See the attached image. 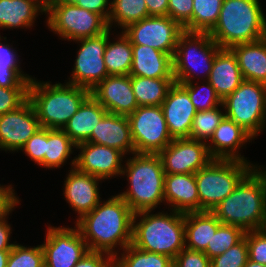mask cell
I'll list each match as a JSON object with an SVG mask.
<instances>
[{"label": "cell", "instance_id": "obj_41", "mask_svg": "<svg viewBox=\"0 0 266 267\" xmlns=\"http://www.w3.org/2000/svg\"><path fill=\"white\" fill-rule=\"evenodd\" d=\"M249 260L266 266V228L246 231Z\"/></svg>", "mask_w": 266, "mask_h": 267}, {"label": "cell", "instance_id": "obj_34", "mask_svg": "<svg viewBox=\"0 0 266 267\" xmlns=\"http://www.w3.org/2000/svg\"><path fill=\"white\" fill-rule=\"evenodd\" d=\"M113 258V267H173V259L169 256L139 250L128 245ZM119 256V257H118Z\"/></svg>", "mask_w": 266, "mask_h": 267}, {"label": "cell", "instance_id": "obj_27", "mask_svg": "<svg viewBox=\"0 0 266 267\" xmlns=\"http://www.w3.org/2000/svg\"><path fill=\"white\" fill-rule=\"evenodd\" d=\"M235 54L244 80L266 85V37L230 48Z\"/></svg>", "mask_w": 266, "mask_h": 267}, {"label": "cell", "instance_id": "obj_48", "mask_svg": "<svg viewBox=\"0 0 266 267\" xmlns=\"http://www.w3.org/2000/svg\"><path fill=\"white\" fill-rule=\"evenodd\" d=\"M74 267H113V257L104 252L88 251Z\"/></svg>", "mask_w": 266, "mask_h": 267}, {"label": "cell", "instance_id": "obj_42", "mask_svg": "<svg viewBox=\"0 0 266 267\" xmlns=\"http://www.w3.org/2000/svg\"><path fill=\"white\" fill-rule=\"evenodd\" d=\"M193 0H168V16L192 32Z\"/></svg>", "mask_w": 266, "mask_h": 267}, {"label": "cell", "instance_id": "obj_40", "mask_svg": "<svg viewBox=\"0 0 266 267\" xmlns=\"http://www.w3.org/2000/svg\"><path fill=\"white\" fill-rule=\"evenodd\" d=\"M248 259V245L244 237L223 254L212 258L211 267H244Z\"/></svg>", "mask_w": 266, "mask_h": 267}, {"label": "cell", "instance_id": "obj_53", "mask_svg": "<svg viewBox=\"0 0 266 267\" xmlns=\"http://www.w3.org/2000/svg\"><path fill=\"white\" fill-rule=\"evenodd\" d=\"M10 250H0V267H6Z\"/></svg>", "mask_w": 266, "mask_h": 267}, {"label": "cell", "instance_id": "obj_16", "mask_svg": "<svg viewBox=\"0 0 266 267\" xmlns=\"http://www.w3.org/2000/svg\"><path fill=\"white\" fill-rule=\"evenodd\" d=\"M41 128L36 111L27 99L20 107L0 115V149L18 152Z\"/></svg>", "mask_w": 266, "mask_h": 267}, {"label": "cell", "instance_id": "obj_49", "mask_svg": "<svg viewBox=\"0 0 266 267\" xmlns=\"http://www.w3.org/2000/svg\"><path fill=\"white\" fill-rule=\"evenodd\" d=\"M6 40V37L0 35V68H21L17 57L16 50L9 44L1 43V39Z\"/></svg>", "mask_w": 266, "mask_h": 267}, {"label": "cell", "instance_id": "obj_18", "mask_svg": "<svg viewBox=\"0 0 266 267\" xmlns=\"http://www.w3.org/2000/svg\"><path fill=\"white\" fill-rule=\"evenodd\" d=\"M91 95L109 113L128 116L138 107L130 75H108Z\"/></svg>", "mask_w": 266, "mask_h": 267}, {"label": "cell", "instance_id": "obj_17", "mask_svg": "<svg viewBox=\"0 0 266 267\" xmlns=\"http://www.w3.org/2000/svg\"><path fill=\"white\" fill-rule=\"evenodd\" d=\"M74 149H80V154L71 159V168L75 167L77 170L99 177L103 181L114 176H121L123 157H125L121 151L92 142L78 144Z\"/></svg>", "mask_w": 266, "mask_h": 267}, {"label": "cell", "instance_id": "obj_13", "mask_svg": "<svg viewBox=\"0 0 266 267\" xmlns=\"http://www.w3.org/2000/svg\"><path fill=\"white\" fill-rule=\"evenodd\" d=\"M183 32L184 28L169 16H149L123 30L132 44L148 45L172 57Z\"/></svg>", "mask_w": 266, "mask_h": 267}, {"label": "cell", "instance_id": "obj_24", "mask_svg": "<svg viewBox=\"0 0 266 267\" xmlns=\"http://www.w3.org/2000/svg\"><path fill=\"white\" fill-rule=\"evenodd\" d=\"M207 80L221 100L234 92L244 81L237 58L230 48H220L217 51Z\"/></svg>", "mask_w": 266, "mask_h": 267}, {"label": "cell", "instance_id": "obj_26", "mask_svg": "<svg viewBox=\"0 0 266 267\" xmlns=\"http://www.w3.org/2000/svg\"><path fill=\"white\" fill-rule=\"evenodd\" d=\"M108 111L90 95L62 129L76 144L89 142L93 129Z\"/></svg>", "mask_w": 266, "mask_h": 267}, {"label": "cell", "instance_id": "obj_6", "mask_svg": "<svg viewBox=\"0 0 266 267\" xmlns=\"http://www.w3.org/2000/svg\"><path fill=\"white\" fill-rule=\"evenodd\" d=\"M31 80L28 99L32 103L42 128L63 129L91 91L70 83L50 84Z\"/></svg>", "mask_w": 266, "mask_h": 267}, {"label": "cell", "instance_id": "obj_47", "mask_svg": "<svg viewBox=\"0 0 266 267\" xmlns=\"http://www.w3.org/2000/svg\"><path fill=\"white\" fill-rule=\"evenodd\" d=\"M51 2H60L70 5H76L86 10L100 14L106 21L110 14V0H53Z\"/></svg>", "mask_w": 266, "mask_h": 267}, {"label": "cell", "instance_id": "obj_1", "mask_svg": "<svg viewBox=\"0 0 266 267\" xmlns=\"http://www.w3.org/2000/svg\"><path fill=\"white\" fill-rule=\"evenodd\" d=\"M134 212L119 196H111L75 221L89 251L104 252L113 258L118 246L124 250L132 242Z\"/></svg>", "mask_w": 266, "mask_h": 267}, {"label": "cell", "instance_id": "obj_9", "mask_svg": "<svg viewBox=\"0 0 266 267\" xmlns=\"http://www.w3.org/2000/svg\"><path fill=\"white\" fill-rule=\"evenodd\" d=\"M222 109L255 139L266 128V85L244 80L222 100Z\"/></svg>", "mask_w": 266, "mask_h": 267}, {"label": "cell", "instance_id": "obj_50", "mask_svg": "<svg viewBox=\"0 0 266 267\" xmlns=\"http://www.w3.org/2000/svg\"><path fill=\"white\" fill-rule=\"evenodd\" d=\"M14 191H0V220L8 218L20 202Z\"/></svg>", "mask_w": 266, "mask_h": 267}, {"label": "cell", "instance_id": "obj_25", "mask_svg": "<svg viewBox=\"0 0 266 267\" xmlns=\"http://www.w3.org/2000/svg\"><path fill=\"white\" fill-rule=\"evenodd\" d=\"M130 76L174 78L172 56L148 45L132 44Z\"/></svg>", "mask_w": 266, "mask_h": 267}, {"label": "cell", "instance_id": "obj_10", "mask_svg": "<svg viewBox=\"0 0 266 267\" xmlns=\"http://www.w3.org/2000/svg\"><path fill=\"white\" fill-rule=\"evenodd\" d=\"M45 14H48V28L65 41L95 37L109 29L107 21L100 14L76 5L49 2Z\"/></svg>", "mask_w": 266, "mask_h": 267}, {"label": "cell", "instance_id": "obj_43", "mask_svg": "<svg viewBox=\"0 0 266 267\" xmlns=\"http://www.w3.org/2000/svg\"><path fill=\"white\" fill-rule=\"evenodd\" d=\"M28 99V88L0 87V115L20 107Z\"/></svg>", "mask_w": 266, "mask_h": 267}, {"label": "cell", "instance_id": "obj_38", "mask_svg": "<svg viewBox=\"0 0 266 267\" xmlns=\"http://www.w3.org/2000/svg\"><path fill=\"white\" fill-rule=\"evenodd\" d=\"M203 82L201 83L202 86H198L199 82L179 84L188 91L191 102L197 112L211 110L215 107L222 106V100L216 94L214 87L208 82V80H204Z\"/></svg>", "mask_w": 266, "mask_h": 267}, {"label": "cell", "instance_id": "obj_37", "mask_svg": "<svg viewBox=\"0 0 266 267\" xmlns=\"http://www.w3.org/2000/svg\"><path fill=\"white\" fill-rule=\"evenodd\" d=\"M244 235L245 231L241 227L221 224L203 252L212 259L235 246Z\"/></svg>", "mask_w": 266, "mask_h": 267}, {"label": "cell", "instance_id": "obj_15", "mask_svg": "<svg viewBox=\"0 0 266 267\" xmlns=\"http://www.w3.org/2000/svg\"><path fill=\"white\" fill-rule=\"evenodd\" d=\"M165 174H195L213 158L207 143L190 138H176L158 153Z\"/></svg>", "mask_w": 266, "mask_h": 267}, {"label": "cell", "instance_id": "obj_11", "mask_svg": "<svg viewBox=\"0 0 266 267\" xmlns=\"http://www.w3.org/2000/svg\"><path fill=\"white\" fill-rule=\"evenodd\" d=\"M128 119L135 153L158 154L173 141L161 106H138Z\"/></svg>", "mask_w": 266, "mask_h": 267}, {"label": "cell", "instance_id": "obj_8", "mask_svg": "<svg viewBox=\"0 0 266 267\" xmlns=\"http://www.w3.org/2000/svg\"><path fill=\"white\" fill-rule=\"evenodd\" d=\"M219 49L220 47L209 33L184 31L179 36L172 57L175 82L190 83L195 79H200L201 74L199 76L197 70L203 74L201 80L206 81Z\"/></svg>", "mask_w": 266, "mask_h": 267}, {"label": "cell", "instance_id": "obj_35", "mask_svg": "<svg viewBox=\"0 0 266 267\" xmlns=\"http://www.w3.org/2000/svg\"><path fill=\"white\" fill-rule=\"evenodd\" d=\"M223 0H193L192 32L209 33L216 25Z\"/></svg>", "mask_w": 266, "mask_h": 267}, {"label": "cell", "instance_id": "obj_14", "mask_svg": "<svg viewBox=\"0 0 266 267\" xmlns=\"http://www.w3.org/2000/svg\"><path fill=\"white\" fill-rule=\"evenodd\" d=\"M46 232L45 242L41 244L45 267H74L89 251L76 226H48Z\"/></svg>", "mask_w": 266, "mask_h": 267}, {"label": "cell", "instance_id": "obj_51", "mask_svg": "<svg viewBox=\"0 0 266 267\" xmlns=\"http://www.w3.org/2000/svg\"><path fill=\"white\" fill-rule=\"evenodd\" d=\"M149 16H168V0H145Z\"/></svg>", "mask_w": 266, "mask_h": 267}, {"label": "cell", "instance_id": "obj_23", "mask_svg": "<svg viewBox=\"0 0 266 267\" xmlns=\"http://www.w3.org/2000/svg\"><path fill=\"white\" fill-rule=\"evenodd\" d=\"M181 213L200 211L195 174H165L164 202ZM172 207V208H171Z\"/></svg>", "mask_w": 266, "mask_h": 267}, {"label": "cell", "instance_id": "obj_54", "mask_svg": "<svg viewBox=\"0 0 266 267\" xmlns=\"http://www.w3.org/2000/svg\"><path fill=\"white\" fill-rule=\"evenodd\" d=\"M244 267H266V266L263 264L255 263V262L248 259L247 263Z\"/></svg>", "mask_w": 266, "mask_h": 267}, {"label": "cell", "instance_id": "obj_12", "mask_svg": "<svg viewBox=\"0 0 266 267\" xmlns=\"http://www.w3.org/2000/svg\"><path fill=\"white\" fill-rule=\"evenodd\" d=\"M80 44L72 74L67 83L81 86L89 91L107 76L104 51L107 45V31L101 35L75 40Z\"/></svg>", "mask_w": 266, "mask_h": 267}, {"label": "cell", "instance_id": "obj_21", "mask_svg": "<svg viewBox=\"0 0 266 267\" xmlns=\"http://www.w3.org/2000/svg\"><path fill=\"white\" fill-rule=\"evenodd\" d=\"M252 139L254 140L247 131L225 116L215 129L207 147L213 159L239 160L250 163L238 150Z\"/></svg>", "mask_w": 266, "mask_h": 267}, {"label": "cell", "instance_id": "obj_3", "mask_svg": "<svg viewBox=\"0 0 266 267\" xmlns=\"http://www.w3.org/2000/svg\"><path fill=\"white\" fill-rule=\"evenodd\" d=\"M151 212L134 213L131 245L174 259L185 248L184 213L174 210L169 214L167 211Z\"/></svg>", "mask_w": 266, "mask_h": 267}, {"label": "cell", "instance_id": "obj_22", "mask_svg": "<svg viewBox=\"0 0 266 267\" xmlns=\"http://www.w3.org/2000/svg\"><path fill=\"white\" fill-rule=\"evenodd\" d=\"M89 142L115 148L124 155L135 153L130 123L126 115L108 112L93 129Z\"/></svg>", "mask_w": 266, "mask_h": 267}, {"label": "cell", "instance_id": "obj_20", "mask_svg": "<svg viewBox=\"0 0 266 267\" xmlns=\"http://www.w3.org/2000/svg\"><path fill=\"white\" fill-rule=\"evenodd\" d=\"M69 171L64 181L63 194L67 203L75 213L77 212V221L84 214L91 212L101 201L98 185L102 179L83 173L75 167Z\"/></svg>", "mask_w": 266, "mask_h": 267}, {"label": "cell", "instance_id": "obj_44", "mask_svg": "<svg viewBox=\"0 0 266 267\" xmlns=\"http://www.w3.org/2000/svg\"><path fill=\"white\" fill-rule=\"evenodd\" d=\"M173 267H211V259L203 251L185 247L173 259Z\"/></svg>", "mask_w": 266, "mask_h": 267}, {"label": "cell", "instance_id": "obj_39", "mask_svg": "<svg viewBox=\"0 0 266 267\" xmlns=\"http://www.w3.org/2000/svg\"><path fill=\"white\" fill-rule=\"evenodd\" d=\"M6 267H45L41 245L25 247L15 242L10 250Z\"/></svg>", "mask_w": 266, "mask_h": 267}, {"label": "cell", "instance_id": "obj_33", "mask_svg": "<svg viewBox=\"0 0 266 267\" xmlns=\"http://www.w3.org/2000/svg\"><path fill=\"white\" fill-rule=\"evenodd\" d=\"M149 17L145 0H113L110 3V14L107 21L111 29L113 24L122 31L130 24ZM117 24V25H116Z\"/></svg>", "mask_w": 266, "mask_h": 267}, {"label": "cell", "instance_id": "obj_19", "mask_svg": "<svg viewBox=\"0 0 266 267\" xmlns=\"http://www.w3.org/2000/svg\"><path fill=\"white\" fill-rule=\"evenodd\" d=\"M168 131L173 139L189 138L196 109L188 91L179 83H174L161 104Z\"/></svg>", "mask_w": 266, "mask_h": 267}, {"label": "cell", "instance_id": "obj_28", "mask_svg": "<svg viewBox=\"0 0 266 267\" xmlns=\"http://www.w3.org/2000/svg\"><path fill=\"white\" fill-rule=\"evenodd\" d=\"M185 247L191 250L204 251L222 224L211 211L184 213Z\"/></svg>", "mask_w": 266, "mask_h": 267}, {"label": "cell", "instance_id": "obj_55", "mask_svg": "<svg viewBox=\"0 0 266 267\" xmlns=\"http://www.w3.org/2000/svg\"><path fill=\"white\" fill-rule=\"evenodd\" d=\"M12 185H1L0 184V191H15L13 188L11 187Z\"/></svg>", "mask_w": 266, "mask_h": 267}, {"label": "cell", "instance_id": "obj_31", "mask_svg": "<svg viewBox=\"0 0 266 267\" xmlns=\"http://www.w3.org/2000/svg\"><path fill=\"white\" fill-rule=\"evenodd\" d=\"M138 106H161L174 78H148L130 76Z\"/></svg>", "mask_w": 266, "mask_h": 267}, {"label": "cell", "instance_id": "obj_30", "mask_svg": "<svg viewBox=\"0 0 266 267\" xmlns=\"http://www.w3.org/2000/svg\"><path fill=\"white\" fill-rule=\"evenodd\" d=\"M111 29L107 30V45L104 51V63L108 75H129L132 61L133 50L130 39L121 31L118 40L110 42Z\"/></svg>", "mask_w": 266, "mask_h": 267}, {"label": "cell", "instance_id": "obj_2", "mask_svg": "<svg viewBox=\"0 0 266 267\" xmlns=\"http://www.w3.org/2000/svg\"><path fill=\"white\" fill-rule=\"evenodd\" d=\"M260 166L211 211L222 224L241 227L245 232L266 228V167Z\"/></svg>", "mask_w": 266, "mask_h": 267}, {"label": "cell", "instance_id": "obj_29", "mask_svg": "<svg viewBox=\"0 0 266 267\" xmlns=\"http://www.w3.org/2000/svg\"><path fill=\"white\" fill-rule=\"evenodd\" d=\"M40 12H46L40 0H0V28H31Z\"/></svg>", "mask_w": 266, "mask_h": 267}, {"label": "cell", "instance_id": "obj_5", "mask_svg": "<svg viewBox=\"0 0 266 267\" xmlns=\"http://www.w3.org/2000/svg\"><path fill=\"white\" fill-rule=\"evenodd\" d=\"M209 35L220 48L266 37V18L260 0H223L218 21Z\"/></svg>", "mask_w": 266, "mask_h": 267}, {"label": "cell", "instance_id": "obj_32", "mask_svg": "<svg viewBox=\"0 0 266 267\" xmlns=\"http://www.w3.org/2000/svg\"><path fill=\"white\" fill-rule=\"evenodd\" d=\"M74 147L76 148V144L62 129L46 128L45 156L39 166L48 169L61 168L73 153Z\"/></svg>", "mask_w": 266, "mask_h": 267}, {"label": "cell", "instance_id": "obj_36", "mask_svg": "<svg viewBox=\"0 0 266 267\" xmlns=\"http://www.w3.org/2000/svg\"><path fill=\"white\" fill-rule=\"evenodd\" d=\"M222 106L215 107L211 110L196 112L193 118L192 128L190 130V139L208 143L215 129L219 126L226 116L222 112Z\"/></svg>", "mask_w": 266, "mask_h": 267}, {"label": "cell", "instance_id": "obj_46", "mask_svg": "<svg viewBox=\"0 0 266 267\" xmlns=\"http://www.w3.org/2000/svg\"><path fill=\"white\" fill-rule=\"evenodd\" d=\"M20 68H0V87L29 88L34 77L25 74Z\"/></svg>", "mask_w": 266, "mask_h": 267}, {"label": "cell", "instance_id": "obj_4", "mask_svg": "<svg viewBox=\"0 0 266 267\" xmlns=\"http://www.w3.org/2000/svg\"><path fill=\"white\" fill-rule=\"evenodd\" d=\"M123 165L121 176L129 182L118 194L134 212L153 211L164 203L165 173L158 154L133 153Z\"/></svg>", "mask_w": 266, "mask_h": 267}, {"label": "cell", "instance_id": "obj_52", "mask_svg": "<svg viewBox=\"0 0 266 267\" xmlns=\"http://www.w3.org/2000/svg\"><path fill=\"white\" fill-rule=\"evenodd\" d=\"M11 226L7 218L0 220V250H11L15 243H10Z\"/></svg>", "mask_w": 266, "mask_h": 267}, {"label": "cell", "instance_id": "obj_56", "mask_svg": "<svg viewBox=\"0 0 266 267\" xmlns=\"http://www.w3.org/2000/svg\"><path fill=\"white\" fill-rule=\"evenodd\" d=\"M41 2H43L45 5L48 4V0H40Z\"/></svg>", "mask_w": 266, "mask_h": 267}, {"label": "cell", "instance_id": "obj_7", "mask_svg": "<svg viewBox=\"0 0 266 267\" xmlns=\"http://www.w3.org/2000/svg\"><path fill=\"white\" fill-rule=\"evenodd\" d=\"M258 165L239 160L213 159L195 173L200 211H212Z\"/></svg>", "mask_w": 266, "mask_h": 267}, {"label": "cell", "instance_id": "obj_45", "mask_svg": "<svg viewBox=\"0 0 266 267\" xmlns=\"http://www.w3.org/2000/svg\"><path fill=\"white\" fill-rule=\"evenodd\" d=\"M46 148V128H40L20 149L38 165L44 160Z\"/></svg>", "mask_w": 266, "mask_h": 267}]
</instances>
